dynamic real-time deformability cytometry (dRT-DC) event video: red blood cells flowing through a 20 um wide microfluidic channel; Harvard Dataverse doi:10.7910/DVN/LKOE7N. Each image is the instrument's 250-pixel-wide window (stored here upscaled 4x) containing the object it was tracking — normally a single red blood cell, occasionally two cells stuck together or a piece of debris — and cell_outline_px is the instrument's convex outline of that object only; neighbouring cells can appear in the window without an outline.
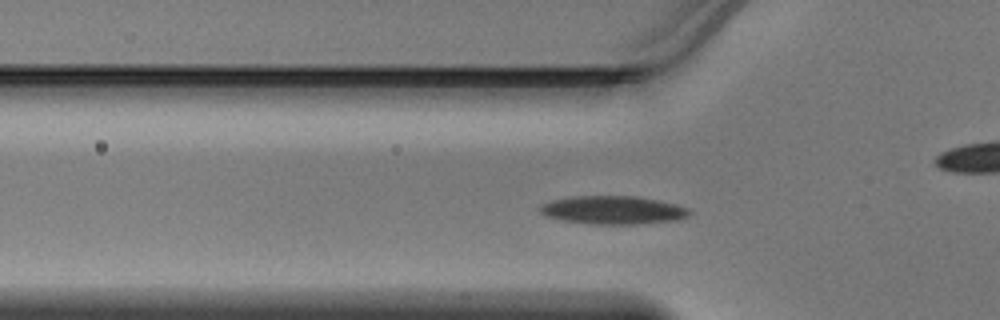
{"species": "Egyptian fruit bat (a non-hibernating species)", "species_latin": "Rousettus aegyptiacus", "temperature_condition": "warm", "stored_images_in_passage": 44, "camera_frame_rate_fps": 3000, "um_per_image_px": 0.085, "animal": {"sex": "male"}, "frame": {"image": 1, "passage_image": 11, "time_ms": 3.333, "image_size_px": [1000, 320], "cell_outline_px": [[692, 212], [688, 216], [676, 220], [636, 224], [588, 224], [560, 220], [544, 216], [540, 212], [540, 204], [552, 200], [572, 196], [636, 196], [676, 204], [688, 208]], "centroid_in_image_um": [52.06, 17.86], "position_along_channel_um": 73.7, "area_um2": 24.74}}
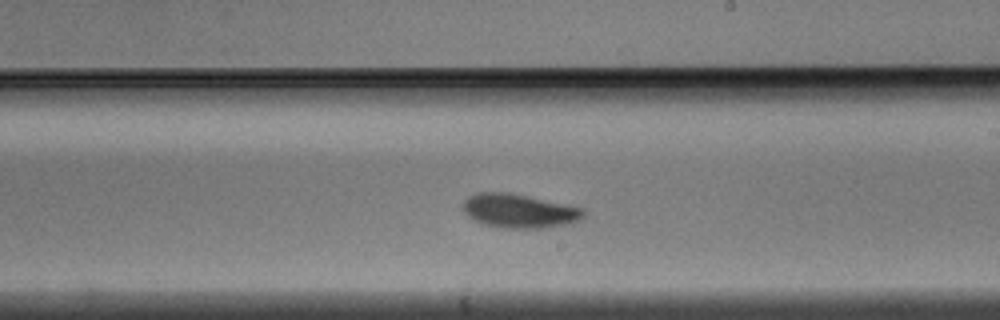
{"frame": {"image": 2, "passage_image": 23, "time_ms": 7.333, "image_size_px": [1000, 320], "cell_outline_px": [[584, 216], [580, 220], [572, 224], [540, 228], [500, 228], [484, 224], [468, 216], [464, 212], [464, 200], [468, 196], [480, 192], [508, 192], [584, 208]], "centroid_in_image_um": [44.15, 17.93], "position_along_channel_um": 244.8, "area_um2": 23.81}}
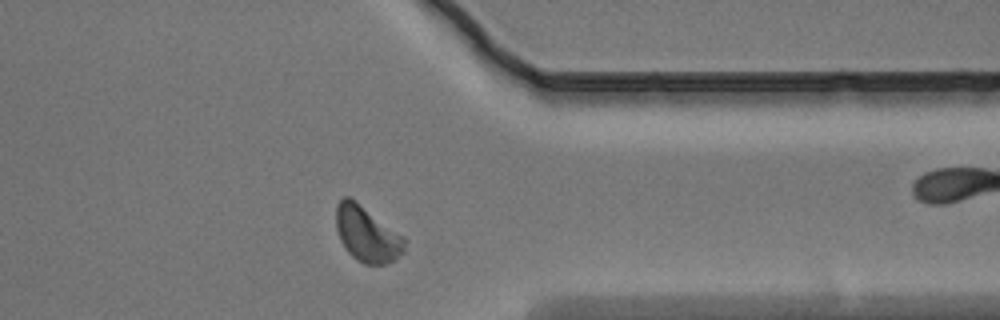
{"frame": {"image": 3, "passage_image": 33, "time_ms": 10.667, "image_size_px": [1000, 320], "cell_outline_px": [[408, 240], [404, 252], [388, 264], [364, 264], [356, 260], [348, 252], [340, 240], [336, 228], [336, 204], [344, 196], [348, 196], [356, 200], [404, 236]], "centroid_in_image_um": [31.21, 19.89], "position_along_channel_um": 380.2, "area_um2": 22.48}}